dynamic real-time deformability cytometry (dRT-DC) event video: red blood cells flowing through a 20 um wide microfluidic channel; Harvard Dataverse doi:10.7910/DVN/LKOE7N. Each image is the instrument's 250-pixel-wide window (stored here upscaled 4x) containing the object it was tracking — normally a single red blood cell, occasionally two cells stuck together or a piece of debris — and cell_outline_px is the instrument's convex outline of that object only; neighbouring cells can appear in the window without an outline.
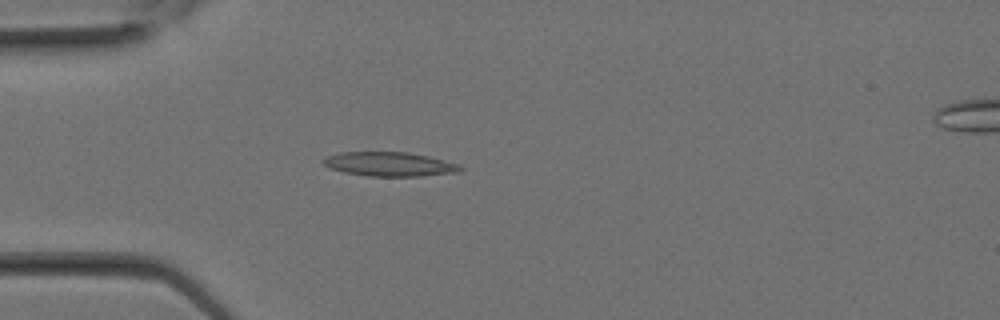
{"species": "Egyptian fruit bat (a non-hibernating species)", "species_latin": "Rousettus aegyptiacus", "temperature_condition": "room temperature", "stored_images_in_passage": 11, "camera_frame_rate_fps": 3000, "um_per_image_px": 0.085, "animal": {"sex": "female"}, "frame": {"image": 1, "passage_image": 7, "time_ms": 2.0, "image_size_px": [1000, 320], "cell_outline_px": [[464, 168], [456, 172], [420, 176], [368, 176], [344, 172], [328, 168], [320, 160], [328, 156], [340, 152], [408, 152], [428, 156], [460, 164]], "centroid_in_image_um": [33.08, 13.95], "position_along_channel_um": 51.9, "area_um2": 19.31}}
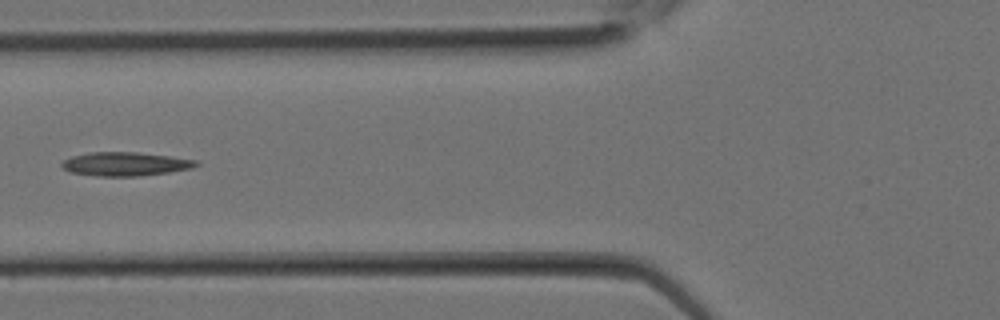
{"frame": {"image": 2, "passage_image": 10, "time_ms": 3.0, "image_size_px": [1000, 320], "cell_outline_px": [[200, 164], [192, 168], [168, 172], [140, 176], [96, 176], [68, 172], [60, 164], [64, 160], [72, 156], [88, 152], [136, 152], [168, 156], [196, 160]], "centroid_in_image_um": [10.61, 13.94], "position_along_channel_um": 115.2, "area_um2": 18.55}}